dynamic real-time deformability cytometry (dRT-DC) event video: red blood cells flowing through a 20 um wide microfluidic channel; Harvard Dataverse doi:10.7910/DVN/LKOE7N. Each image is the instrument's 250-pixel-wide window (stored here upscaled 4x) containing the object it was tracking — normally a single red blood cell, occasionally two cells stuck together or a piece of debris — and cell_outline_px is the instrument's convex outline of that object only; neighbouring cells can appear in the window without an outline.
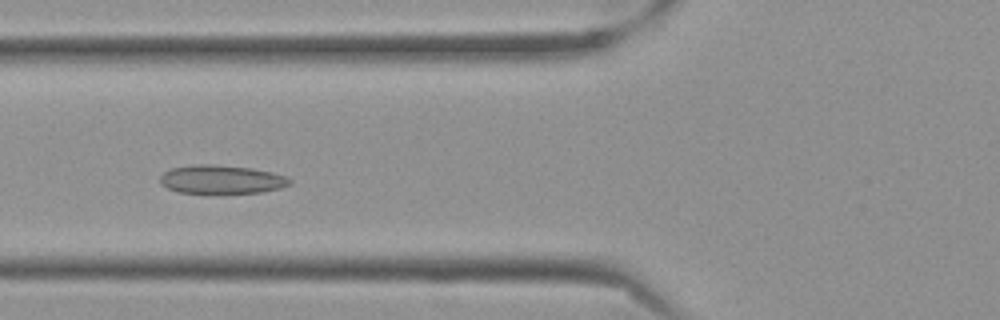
{"species": "Egyptian fruit bat (a non-hibernating species)", "species_latin": "Rousettus aegyptiacus", "temperature_condition": "cold", "stored_images_in_passage": 45, "camera_frame_rate_fps": 3000, "um_per_image_px": 0.085, "frame": {"image": 1, "passage_image": 10, "time_ms": 3.0, "image_size_px": [1000, 320], "cell_outline_px": [[292, 184], [280, 188], [260, 192], [212, 196], [180, 192], [168, 188], [160, 184], [160, 176], [164, 172], [172, 168], [196, 164], [212, 164], [252, 168], [272, 172], [284, 176], [292, 180]], "centroid_in_image_um": [18.81, 15.29], "position_along_channel_um": 107.0, "area_um2": 22.43}}
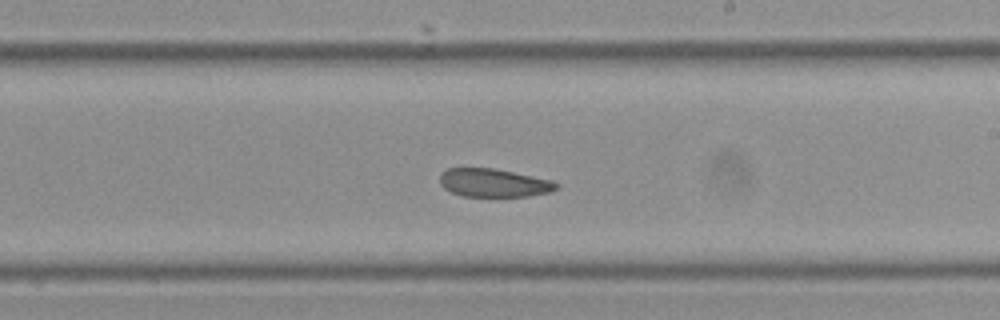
{"frame": {"image": 2, "passage_image": 22, "time_ms": 7.0, "image_size_px": [1000, 320], "cell_outline_px": [[560, 184], [556, 188], [548, 192], [528, 196], [460, 196], [444, 188], [440, 184], [440, 172], [448, 168], [492, 168], [552, 180]], "centroid_in_image_um": [41.93, 15.54], "position_along_channel_um": 247.1, "area_um2": 19.07}}
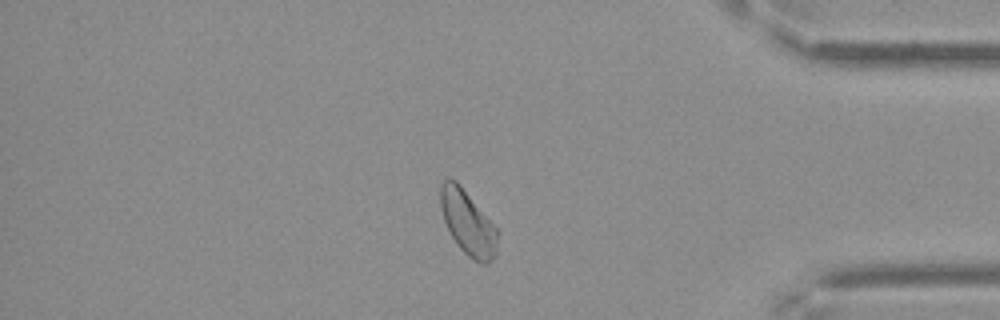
{"frame": {"image": 3, "passage_image": 37, "time_ms": 12.0, "image_size_px": [1000, 320], "cell_outline_px": [[496, 256], [488, 264], [484, 264], [472, 260], [460, 248], [452, 236], [444, 220], [440, 208], [440, 188], [444, 180], [456, 180], [460, 184], [496, 228]], "centroid_in_image_um": [39.75, 18.96], "position_along_channel_um": 395.4, "area_um2": 20.98}, "authors_computed_cell_mechanics": {"area_um2": 21.1548, "velocity_mm_per_s": 3.4938, "shape_relaxation_time_tau1_ms": null, "shape_relaxation_time_tau2_ms": 3.1463, "deformation_change_tau1": null, "deformation_change_tau2": 0.0773}}